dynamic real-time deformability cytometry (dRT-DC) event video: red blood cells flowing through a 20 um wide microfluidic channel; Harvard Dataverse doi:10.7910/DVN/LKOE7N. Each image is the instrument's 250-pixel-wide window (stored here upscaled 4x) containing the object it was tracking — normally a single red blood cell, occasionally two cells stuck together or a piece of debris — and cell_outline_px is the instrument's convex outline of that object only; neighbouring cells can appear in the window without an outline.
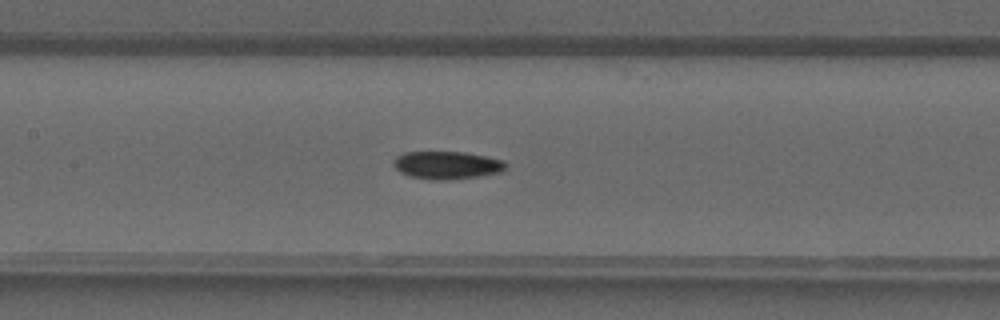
{"species": "common noctule bat (a hibernating species)", "species_latin": "Nyctalus noctula", "temperature_condition": "warm", "stored_images_in_passage": 31, "camera_frame_rate_fps": 3000, "um_per_image_px": 0.085, "animal": {"sex": "male", "forearm_length_mm": 52.5}, "frame": {"image": 1, "passage_image": 10, "time_ms": 3.0, "image_size_px": [1000, 320], "cell_outline_px": [[508, 168], [504, 172], [480, 176], [444, 180], [432, 180], [412, 176], [400, 172], [392, 164], [396, 156], [404, 152], [464, 152], [504, 160], [508, 164]], "centroid_in_image_um": [38.04, 14.04], "position_along_channel_um": 169.4, "area_um2": 18.32}}
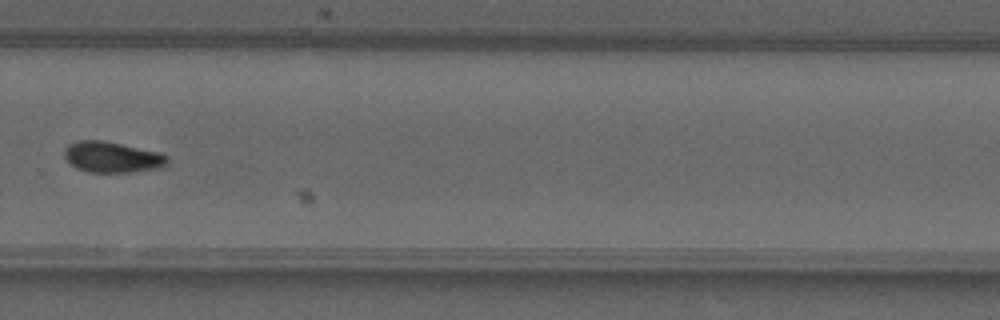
{"frame": {"image": 2, "passage_image": 19, "time_ms": 6.0, "image_size_px": [1000, 320], "cell_outline_px": [[168, 160], [160, 168], [132, 172], [88, 172], [76, 168], [64, 156], [64, 148], [68, 144], [76, 140], [104, 140], [160, 152], [168, 156]], "centroid_in_image_um": [9.51, 13.34], "position_along_channel_um": 320.3, "area_um2": 18.61}}
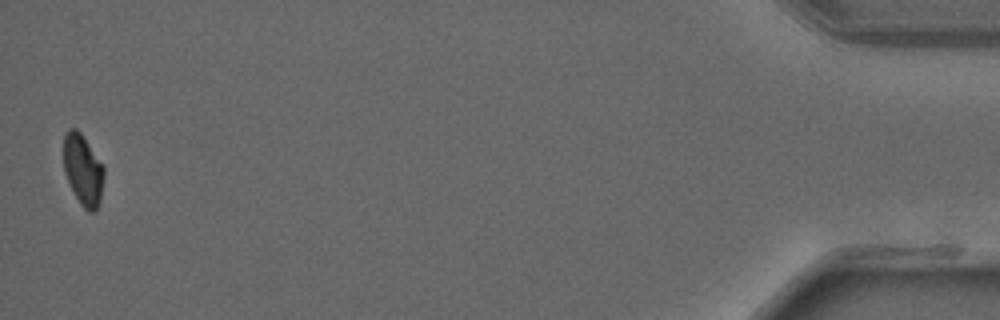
{"frame": {"image": 3, "passage_image": 31, "time_ms": 10.0, "image_size_px": [1000, 320], "cell_outline_px": [[104, 176], [100, 200], [96, 208], [92, 212], [88, 212], [80, 204], [64, 172], [64, 136], [68, 128], [76, 128], [80, 132], [104, 164]], "centroid_in_image_um": [7.07, 14.41], "position_along_channel_um": 428.1, "area_um2": 16.65}}